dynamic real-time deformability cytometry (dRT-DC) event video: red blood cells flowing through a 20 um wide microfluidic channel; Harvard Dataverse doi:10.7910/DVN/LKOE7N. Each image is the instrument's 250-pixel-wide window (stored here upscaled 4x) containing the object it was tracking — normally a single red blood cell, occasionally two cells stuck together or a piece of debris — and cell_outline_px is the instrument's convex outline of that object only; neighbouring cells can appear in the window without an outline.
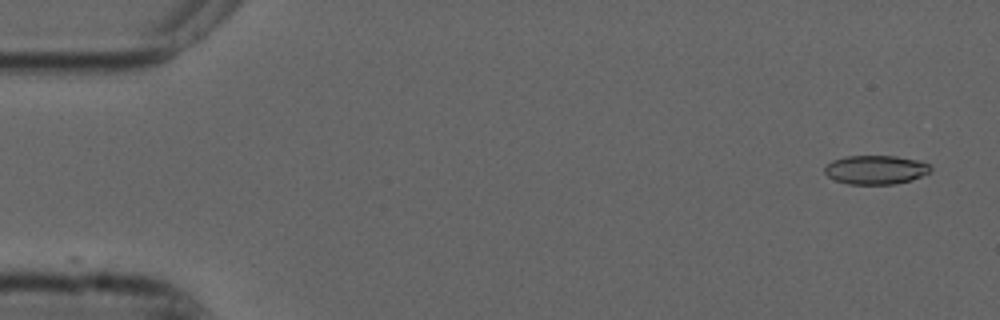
{"species": "common noctule bat (a hibernating species)", "species_latin": "Nyctalus noctula", "temperature_condition": "cold", "stored_images_in_passage": 53, "camera_frame_rate_fps": 3000, "um_per_image_px": 0.085, "animal": {"sex": "male", "forearm_length_mm": 52.5}, "frame": {"image": 1, "passage_image": 1, "time_ms": 0.0, "image_size_px": [1000, 320], "cell_outline_px": [[932, 172], [912, 180], [892, 184], [848, 184], [836, 180], [828, 176], [824, 172], [824, 168], [832, 160], [844, 156], [896, 156], [916, 160], [928, 164], [932, 168]], "centroid_in_image_um": [74.44, 14.43], "position_along_channel_um": 10.6, "area_um2": 17.86}}
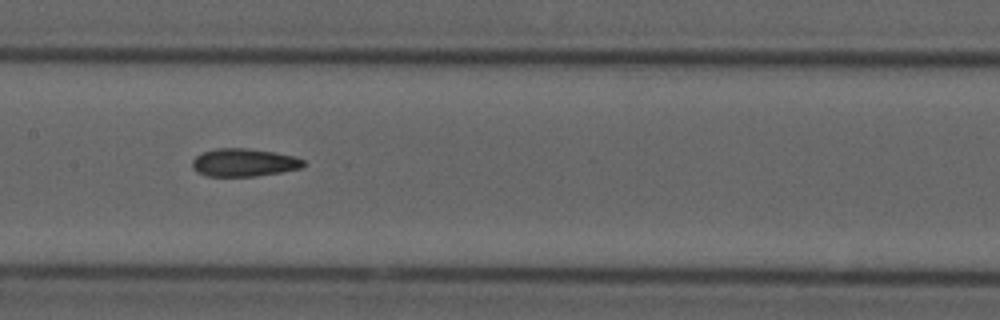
{"frame": {"image": 2, "passage_image": 25, "time_ms": 8.0, "image_size_px": [1000, 320], "cell_outline_px": [[308, 164], [300, 168], [280, 172], [256, 176], [208, 176], [196, 172], [192, 168], [192, 160], [196, 156], [204, 152], [216, 148], [248, 148], [296, 156], [304, 160]], "centroid_in_image_um": [20.74, 13.81], "position_along_channel_um": 186.7, "area_um2": 18.15}}
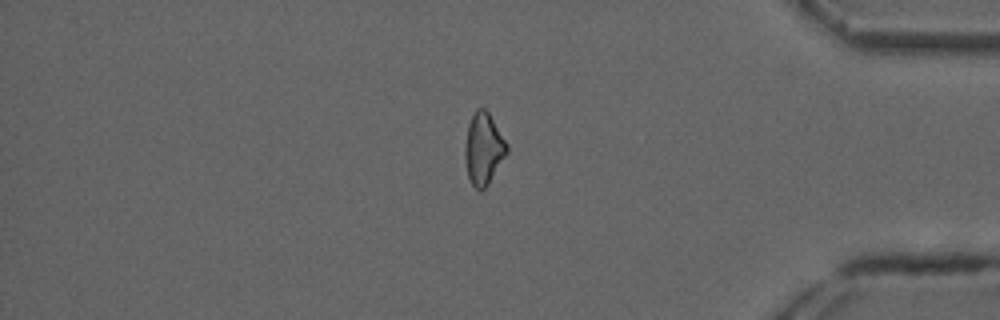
{"frame": {"image": 3, "passage_image": 44, "time_ms": 14.333, "image_size_px": [1000, 320], "cell_outline_px": [[508, 152], [488, 184], [480, 192], [472, 184], [468, 176], [464, 156], [464, 148], [468, 124], [476, 108], [484, 108], [488, 112], [508, 144]], "centroid_in_image_um": [41.09, 12.64], "position_along_channel_um": 394.1, "area_um2": 17.46}, "authors_computed_cell_mechanics": {"area_um2": 17.9758, "velocity_mm_per_s": 3.7512, "shape_relaxation_time_tau1_ms": null, "shape_relaxation_time_tau2_ms": 5.0673, "deformation_change_tau1": null, "deformation_change_tau2": 0.1297}}